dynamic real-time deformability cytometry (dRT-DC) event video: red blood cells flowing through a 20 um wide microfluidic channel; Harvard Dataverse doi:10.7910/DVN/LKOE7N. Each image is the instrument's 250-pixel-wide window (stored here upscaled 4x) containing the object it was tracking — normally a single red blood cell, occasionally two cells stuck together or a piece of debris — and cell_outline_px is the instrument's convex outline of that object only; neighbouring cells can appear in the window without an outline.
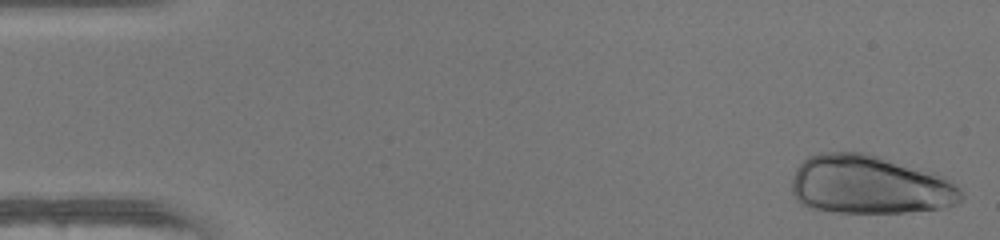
{"species": "human", "species_latin": "Homo sapiens", "temperature_condition": "warm", "stored_images_in_passage": 47, "camera_frame_rate_fps": 3000, "um_per_image_px": 0.085, "donor": {"sex": "female"}, "frame": {"image": 1, "passage_image": 1, "time_ms": 0.0, "image_size_px": [1000, 240], "cell_outline_px": [[964, 196], [956, 204], [940, 208], [904, 212], [836, 212], [808, 208], [800, 204], [796, 200], [792, 192], [792, 180], [796, 168], [808, 156], [820, 152], [860, 152], [880, 156], [936, 172], [944, 176], [960, 188]], "centroid_in_image_um": [73.91, 15.7], "position_along_channel_um": 11.1, "area_um2": 58.44}}
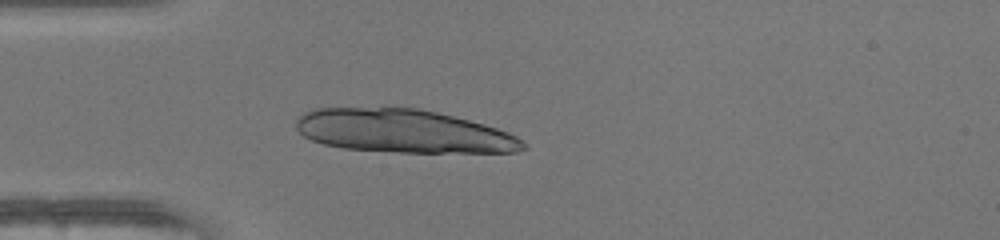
{"frame": {"image": 2, "passage_image": 13, "time_ms": 4.0, "image_size_px": [1000, 240], "cell_outline_px": [[528, 148], [516, 152], [396, 152], [344, 148], [324, 144], [312, 140], [304, 136], [296, 128], [296, 120], [304, 112], [312, 108], [388, 104], [392, 104], [420, 108], [484, 124], [508, 132], [516, 136]], "centroid_in_image_um": [34.19, 11.09], "position_along_channel_um": 50.8, "area_um2": 58.55}}
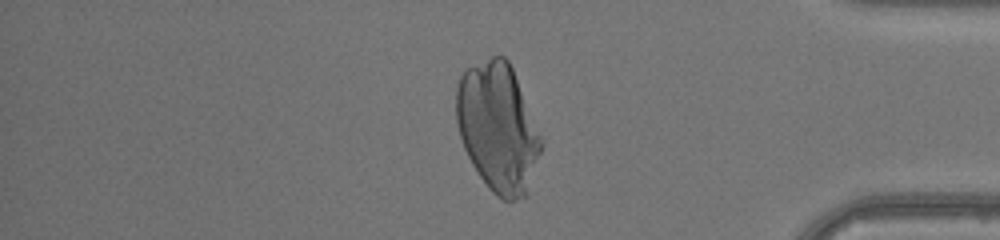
{"frame": {"image": 3, "passage_image": 40, "time_ms": 13.0, "image_size_px": [1000, 240], "cell_outline_px": [[544, 144], [524, 196], [512, 200], [504, 200], [496, 196], [488, 188], [472, 164], [464, 148], [460, 136], [456, 120], [456, 88], [460, 76], [464, 68], [492, 56], [504, 56], [508, 60], [512, 68]], "centroid_in_image_um": [42.29, 10.81], "position_along_channel_um": 392.9, "area_um2": 63.12}}